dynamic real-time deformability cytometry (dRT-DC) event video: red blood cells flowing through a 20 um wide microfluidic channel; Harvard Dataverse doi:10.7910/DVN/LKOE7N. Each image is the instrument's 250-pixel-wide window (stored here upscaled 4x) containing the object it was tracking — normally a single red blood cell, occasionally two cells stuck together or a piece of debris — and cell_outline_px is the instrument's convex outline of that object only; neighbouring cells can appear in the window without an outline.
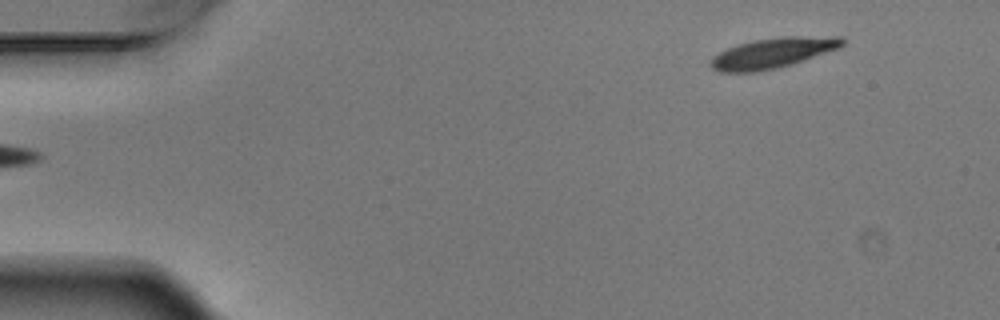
{"species": "Egyptian fruit bat (a non-hibernating species)", "species_latin": "Rousettus aegyptiacus", "temperature_condition": "warm", "stored_images_in_passage": 5, "segment_of_instrument_passage": [2, 2], "camera_frame_rate_fps": 3000, "um_per_image_px": 0.085, "animal": {"sex": "male"}, "frame": {"image": 1, "passage_image": 5, "time_ms": 1.333, "image_size_px": [1000, 320], "cell_outline_px": [[844, 44], [840, 48], [792, 64], [776, 68], [756, 72], [720, 72], [712, 68], [708, 64], [712, 56], [728, 48], [752, 40], [784, 36], [844, 36]], "centroid_in_image_um": [65.71, 4.49], "position_along_channel_um": 19.3, "area_um2": 23.41}}